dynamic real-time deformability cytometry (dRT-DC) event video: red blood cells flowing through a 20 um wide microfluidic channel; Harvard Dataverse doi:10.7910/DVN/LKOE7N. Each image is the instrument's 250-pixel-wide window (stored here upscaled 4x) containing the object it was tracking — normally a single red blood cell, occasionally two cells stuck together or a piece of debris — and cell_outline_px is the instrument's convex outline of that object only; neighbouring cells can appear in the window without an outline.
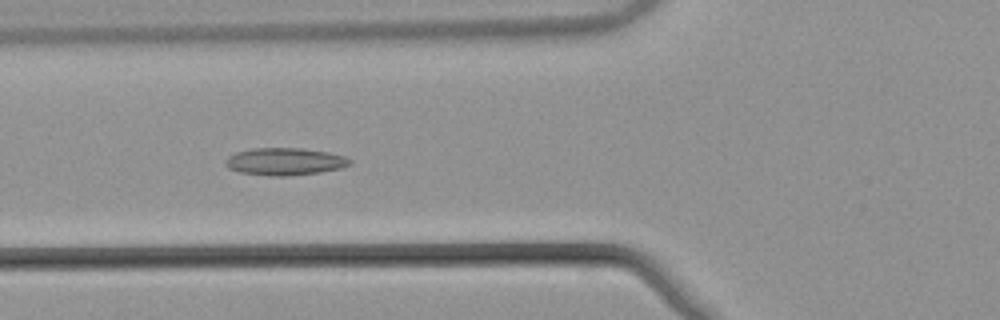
{"species": "common noctule bat (a hibernating species)", "species_latin": "Nyctalus noctula", "temperature_condition": "warm", "stored_images_in_passage": 44, "camera_frame_rate_fps": 3000, "um_per_image_px": 0.085, "animal": {"sex": "male", "body_mass_g": 21.5, "forearm_length_mm": 52.0}, "frame": {"image": 1, "passage_image": 11, "time_ms": 3.333, "image_size_px": [1000, 320], "cell_outline_px": [[352, 164], [340, 168], [320, 172], [284, 176], [272, 176], [240, 172], [228, 168], [224, 164], [224, 160], [228, 156], [236, 152], [252, 148], [300, 148], [328, 152], [344, 156], [352, 160]], "centroid_in_image_um": [24.19, 13.72], "position_along_channel_um": 101.6, "area_um2": 19.83}}
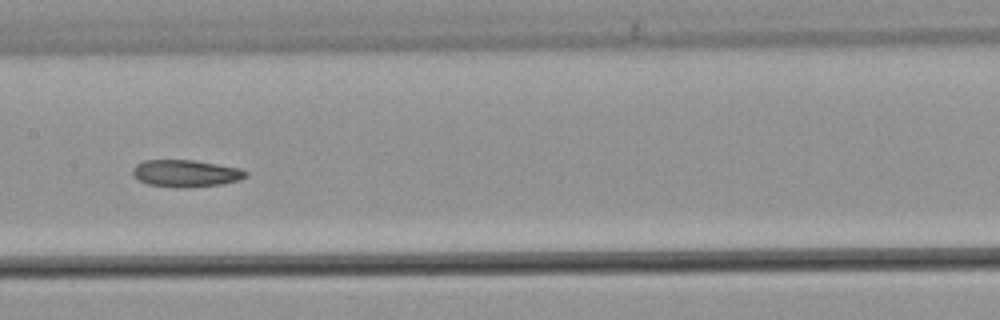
{"frame": {"image": 2, "passage_image": 18, "time_ms": 5.667, "image_size_px": [1000, 320], "cell_outline_px": [[248, 176], [240, 180], [220, 184], [184, 188], [176, 188], [148, 184], [132, 176], [132, 168], [136, 164], [144, 160], [192, 160], [240, 168], [248, 172]], "centroid_in_image_um": [15.78, 14.74], "position_along_channel_um": 191.6, "area_um2": 17.92}}
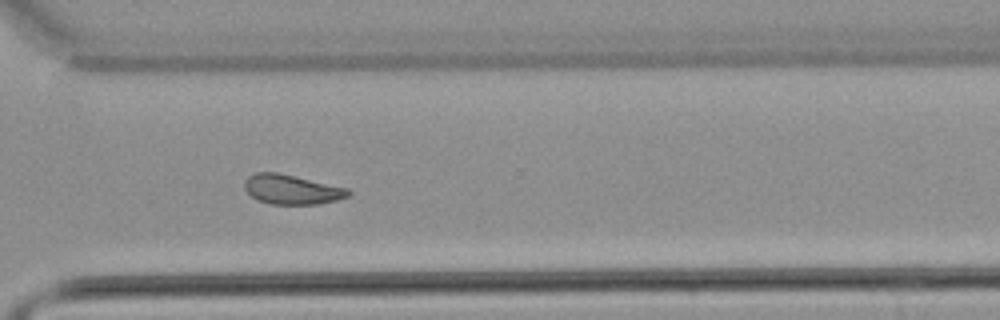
{"frame": {"image": 3, "passage_image": 30, "time_ms": 9.667, "image_size_px": [1000, 320], "cell_outline_px": [[352, 192], [348, 196], [336, 200], [320, 204], [268, 204], [256, 200], [244, 188], [244, 180], [248, 176], [256, 172], [276, 172], [348, 188]], "centroid_in_image_um": [24.77, 16.11], "position_along_channel_um": 345.8, "area_um2": 17.92}, "authors_computed_cell_mechanics": {"area_um2": 18.2648, "velocity_mm_per_s": 3.855, "shape_relaxation_time_tau1_ms": null, "shape_relaxation_time_tau2_ms": 6.3656, "deformation_change_tau1": null, "deformation_change_tau2": 0.1313}}